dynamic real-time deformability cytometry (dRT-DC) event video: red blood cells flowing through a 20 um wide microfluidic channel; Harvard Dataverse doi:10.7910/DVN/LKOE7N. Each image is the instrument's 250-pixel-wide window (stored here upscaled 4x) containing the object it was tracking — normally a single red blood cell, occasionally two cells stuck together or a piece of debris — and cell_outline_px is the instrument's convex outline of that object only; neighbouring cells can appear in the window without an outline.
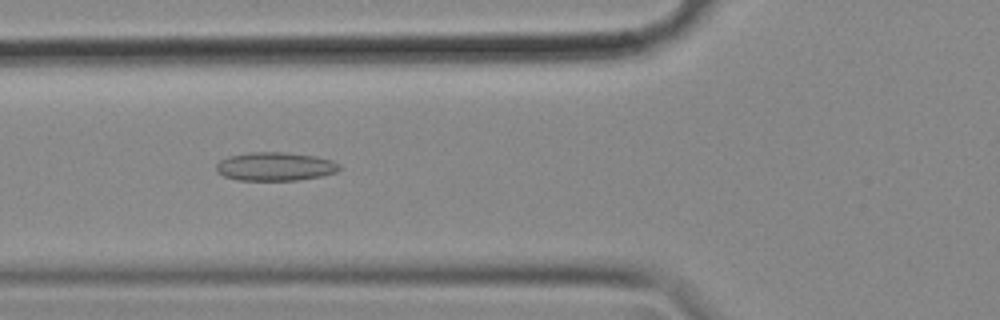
{"species": "common noctule bat (a hibernating species)", "species_latin": "Nyctalus noctula", "temperature_condition": "cold", "stored_images_in_passage": 57, "camera_frame_rate_fps": 3000, "um_per_image_px": 0.085, "animal": {"sex": "female", "body_mass_g": 18.4}, "frame": {"image": 1, "passage_image": 21, "time_ms": 6.667, "image_size_px": [1000, 320], "cell_outline_px": [[340, 168], [336, 172], [320, 176], [296, 180], [236, 180], [224, 176], [216, 172], [216, 164], [220, 160], [228, 156], [248, 152], [284, 152], [316, 156], [332, 160], [340, 164]], "centroid_in_image_um": [23.36, 14.14], "position_along_channel_um": 102.4, "area_um2": 20.58}}
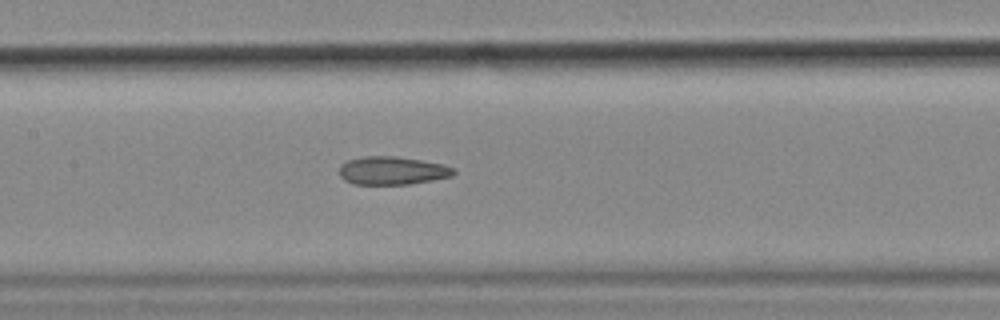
{"frame": {"image": 2, "passage_image": 27, "time_ms": 8.667, "image_size_px": [1000, 320], "cell_outline_px": [[456, 172], [452, 176], [432, 180], [408, 184], [352, 184], [344, 180], [340, 176], [340, 164], [348, 160], [364, 156], [396, 156], [444, 164], [456, 168]], "centroid_in_image_um": [33.35, 14.5], "position_along_channel_um": 174.1, "area_um2": 18.84}}
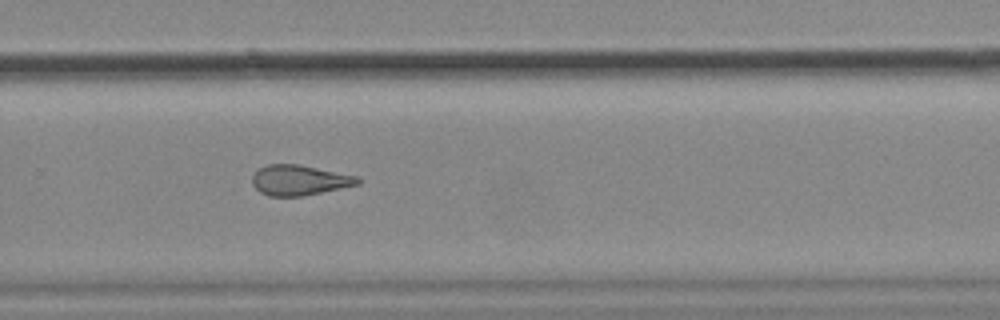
{"frame": {"image": 3, "passage_image": 38, "time_ms": 12.333, "image_size_px": [1000, 320], "cell_outline_px": [[360, 184], [304, 196], [268, 196], [260, 192], [252, 184], [252, 176], [260, 168], [268, 164], [296, 164], [360, 176]], "centroid_in_image_um": [25.46, 15.32], "position_along_channel_um": 304.3, "area_um2": 18.61}, "authors_computed_cell_mechanics": {"area_um2": 19.8832, "velocity_mm_per_s": 3.5725, "shape_relaxation_time_tau1_ms": null, "shape_relaxation_time_tau2_ms": 3.9023, "deformation_change_tau1": null, "deformation_change_tau2": 0.129}}